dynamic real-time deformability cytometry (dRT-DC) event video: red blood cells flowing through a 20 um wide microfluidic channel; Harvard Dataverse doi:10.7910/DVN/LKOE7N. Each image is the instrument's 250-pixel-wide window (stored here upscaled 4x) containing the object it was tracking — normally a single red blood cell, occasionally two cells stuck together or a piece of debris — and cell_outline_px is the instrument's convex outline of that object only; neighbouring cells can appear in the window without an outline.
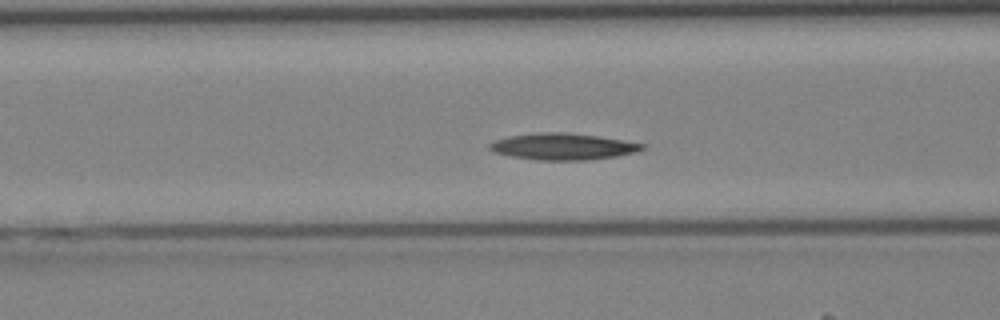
{"species": "Egyptian fruit bat (a non-hibernating species)", "species_latin": "Rousettus aegyptiacus", "temperature_condition": "cold", "stored_images_in_passage": 42, "segment_of_instrument_passage": [1, 2], "camera_frame_rate_fps": 3000, "um_per_image_px": 0.085, "animal": {"sex": "female"}, "frame": {"image": 1, "passage_image": 16, "time_ms": 5.0, "image_size_px": [1000, 320], "cell_outline_px": [[644, 148], [636, 152], [616, 156], [588, 160], [536, 160], [512, 156], [492, 152], [488, 148], [488, 144], [496, 140], [508, 136], [540, 132], [564, 132], [596, 136], [644, 144]], "centroid_in_image_um": [47.79, 12.46], "position_along_channel_um": 118.8, "area_um2": 23.41}}
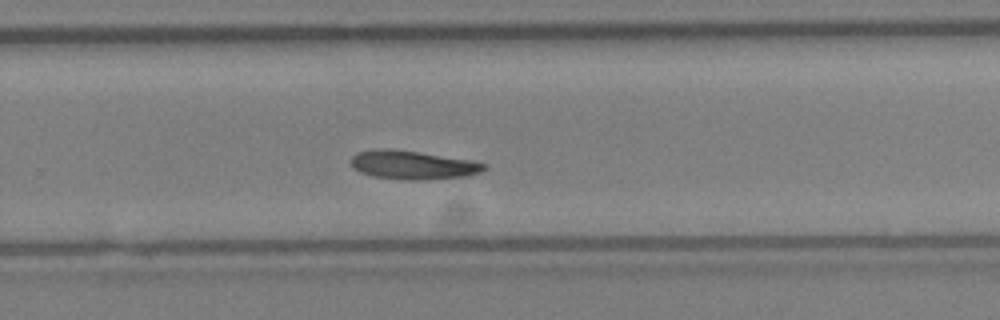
{"frame": {"image": 2, "passage_image": 27, "time_ms": 8.667, "image_size_px": [1000, 320], "cell_outline_px": [[488, 168], [480, 172], [468, 176], [432, 180], [404, 180], [372, 176], [360, 172], [352, 168], [352, 156], [356, 152], [376, 148], [388, 148], [472, 160], [488, 164]], "centroid_in_image_um": [35.1, 14.03], "position_along_channel_um": 294.7, "area_um2": 22.54}}
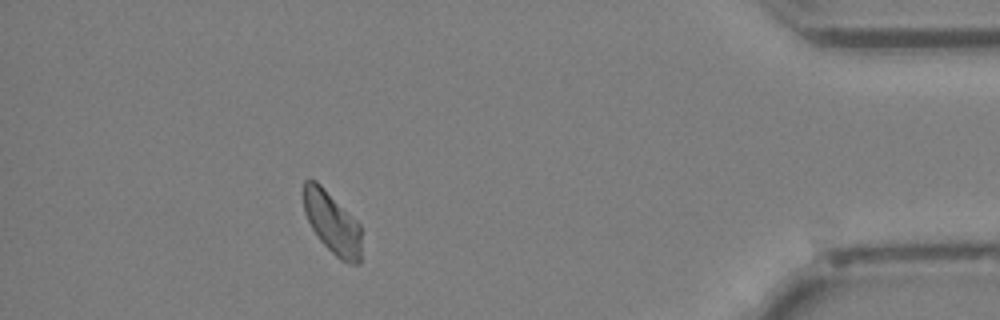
{"frame": {"image": 3, "passage_image": 37, "time_ms": 12.0, "image_size_px": [1000, 320], "cell_outline_px": [[360, 264], [348, 264], [340, 260], [320, 240], [312, 228], [304, 212], [304, 180], [316, 180], [360, 224]], "centroid_in_image_um": [28.24, 18.96], "position_along_channel_um": 407.0, "area_um2": 20.58}}